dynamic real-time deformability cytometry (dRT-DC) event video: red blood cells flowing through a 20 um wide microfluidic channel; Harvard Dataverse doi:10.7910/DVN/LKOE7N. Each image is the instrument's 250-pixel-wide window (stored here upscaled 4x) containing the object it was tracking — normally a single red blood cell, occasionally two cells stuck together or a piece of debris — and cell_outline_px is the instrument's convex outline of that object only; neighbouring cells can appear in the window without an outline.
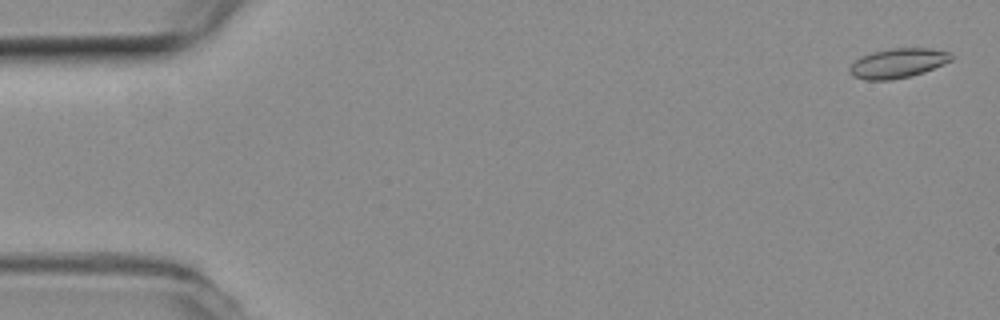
{"species": "common noctule bat (a hibernating species)", "species_latin": "Nyctalus noctula", "temperature_condition": "room temperature", "stored_images_in_passage": 33, "camera_frame_rate_fps": 3000, "um_per_image_px": 0.085, "animal": {"sex": "female", "body_mass_g": 19.3, "forearm_length_mm": 54.1}, "frame": {"image": 1, "passage_image": 2, "time_ms": 0.333, "image_size_px": [1000, 320], "cell_outline_px": [[952, 60], [924, 72], [912, 76], [892, 80], [864, 80], [852, 76], [848, 72], [848, 68], [856, 60], [864, 56], [876, 52], [892, 48], [928, 48], [948, 52], [952, 56]], "centroid_in_image_um": [76.3, 5.39], "position_along_channel_um": 8.7, "area_um2": 17.34}}
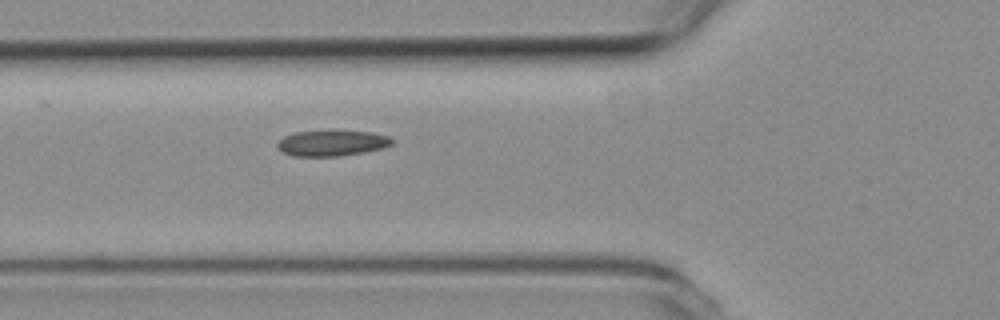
{"frame": {"image": 2, "passage_image": 20, "time_ms": 6.333, "image_size_px": [1000, 320], "cell_outline_px": [[392, 144], [380, 148], [364, 152], [336, 156], [292, 156], [284, 152], [276, 144], [284, 136], [296, 132], [336, 128], [372, 132], [388, 136], [392, 140]], "centroid_in_image_um": [28.21, 12.11], "position_along_channel_um": 97.6, "area_um2": 17.63}}
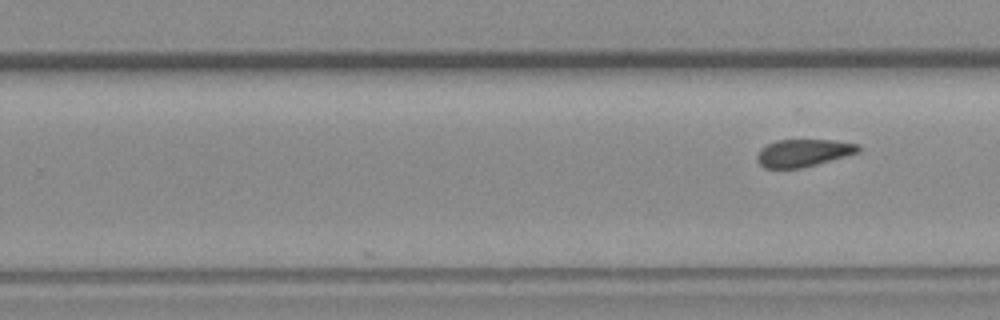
{"frame": {"image": 3, "passage_image": 33, "time_ms": 10.667, "image_size_px": [1000, 320], "cell_outline_px": [[860, 152], [816, 164], [800, 168], [764, 168], [756, 160], [756, 156], [760, 148], [776, 140], [832, 140], [860, 144]], "centroid_in_image_um": [68.27, 12.99], "position_along_channel_um": 261.5, "area_um2": 16.18}}